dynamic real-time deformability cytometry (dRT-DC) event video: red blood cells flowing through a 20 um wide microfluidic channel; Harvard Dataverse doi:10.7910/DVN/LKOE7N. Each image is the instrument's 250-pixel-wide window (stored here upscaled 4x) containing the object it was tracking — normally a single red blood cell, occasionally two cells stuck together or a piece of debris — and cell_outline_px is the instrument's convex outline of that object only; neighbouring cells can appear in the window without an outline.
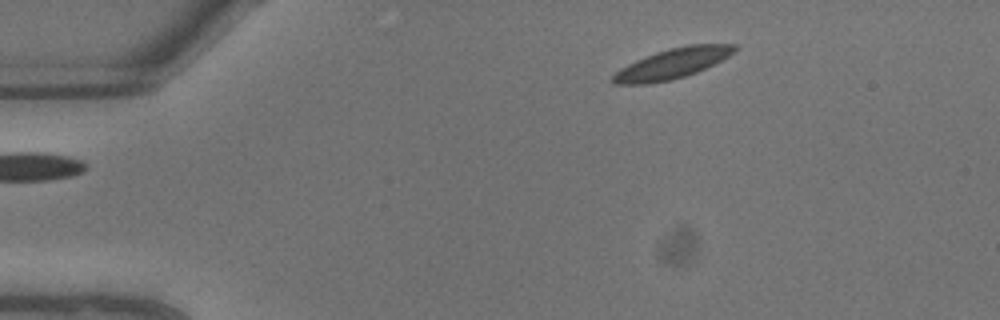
{"species": "common noctule bat (a hibernating species)", "species_latin": "Nyctalus noctula", "temperature_condition": "warm", "stored_images_in_passage": 2, "camera_frame_rate_fps": 3000, "um_per_image_px": 0.085, "animal": {"sex": "male", "body_mass_g": 13.3}, "frame": {"image": 1, "passage_image": 2, "time_ms": 0.333, "image_size_px": [1000, 320], "cell_outline_px": [[740, 48], [736, 52], [696, 72], [672, 80], [648, 84], [612, 84], [608, 80], [620, 68], [636, 60], [656, 52], [688, 44], [736, 44]], "centroid_in_image_um": [57.13, 5.41], "position_along_channel_um": 27.9, "area_um2": 21.39}}